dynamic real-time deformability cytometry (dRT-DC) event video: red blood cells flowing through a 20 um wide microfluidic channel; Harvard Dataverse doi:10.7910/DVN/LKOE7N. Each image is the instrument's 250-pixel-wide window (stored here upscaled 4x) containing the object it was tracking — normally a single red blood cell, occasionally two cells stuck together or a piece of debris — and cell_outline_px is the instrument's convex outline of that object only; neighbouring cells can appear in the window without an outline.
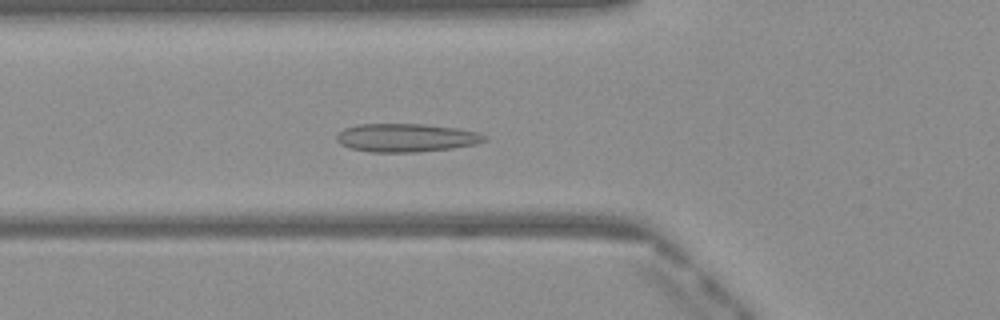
{"species": "Egyptian fruit bat (a non-hibernating species)", "species_latin": "Rousettus aegyptiacus", "temperature_condition": "warm", "stored_images_in_passage": 43, "camera_frame_rate_fps": 3000, "um_per_image_px": 0.085, "frame": {"image": 1, "passage_image": 11, "time_ms": 3.333, "image_size_px": [1000, 320], "cell_outline_px": [[488, 140], [476, 144], [452, 148], [416, 152], [372, 152], [348, 148], [340, 144], [336, 140], [336, 136], [344, 128], [356, 124], [424, 124], [456, 128], [480, 132], [488, 136]], "centroid_in_image_um": [34.54, 11.7], "position_along_channel_um": 91.3, "area_um2": 24.62}}
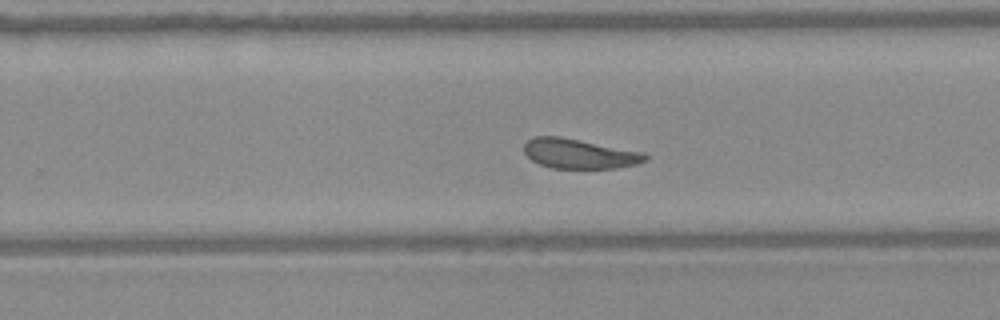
{"frame": {"image": 2, "passage_image": 25, "time_ms": 8.0, "image_size_px": [1000, 320], "cell_outline_px": [[648, 156], [644, 160], [636, 164], [616, 168], [552, 168], [540, 164], [532, 160], [524, 152], [524, 144], [532, 136], [560, 136], [644, 152]], "centroid_in_image_um": [49.21, 13.05], "position_along_channel_um": 280.6, "area_um2": 20.92}}
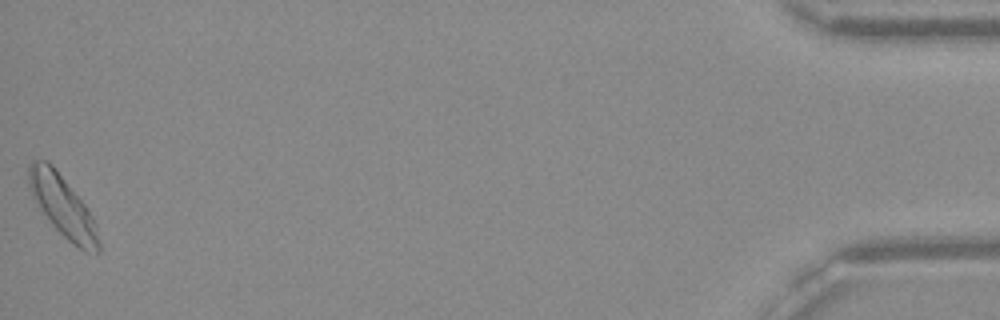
{"frame": {"image": 3, "passage_image": 43, "time_ms": 14.0, "image_size_px": [1000, 320], "cell_outline_px": [[100, 252], [96, 256], [84, 252], [72, 244], [52, 224], [32, 196], [28, 180], [28, 168], [32, 160], [48, 160], [52, 164], [84, 204], [92, 216], [96, 224], [100, 244]], "centroid_in_image_um": [5.37, 17.57], "position_along_channel_um": 429.8, "area_um2": 24.74}, "authors_computed_cell_mechanics": {"area_um2": 22.1374, "velocity_mm_per_s": 4.0536, "shape_relaxation_time_tau1_ms": 9.5147, "shape_relaxation_time_tau2_ms": 1.6675, "deformation_change_tau1": 0.177, "deformation_change_tau2": 0.0783}}